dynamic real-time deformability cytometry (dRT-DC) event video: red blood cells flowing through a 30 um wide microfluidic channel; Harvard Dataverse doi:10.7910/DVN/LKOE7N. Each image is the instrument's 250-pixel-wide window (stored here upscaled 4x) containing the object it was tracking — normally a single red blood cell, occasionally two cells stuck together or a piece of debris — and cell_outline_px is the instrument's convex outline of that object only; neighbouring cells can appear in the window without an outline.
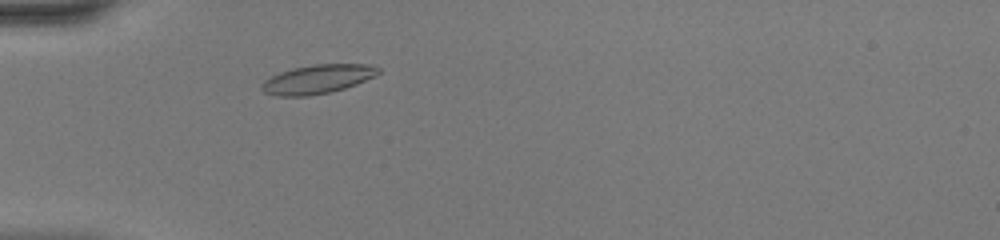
{"species": "common noctule bat (a hibernating species)", "species_latin": "Nyctalus noctula", "temperature_condition": "warm", "stored_images_in_passage": 38, "camera_frame_rate_fps": 3000, "um_per_image_px": 0.085, "animal": {"sex": "female", "body_mass_g": 20.0, "forearm_length_mm": 54.0}, "frame": {"image": 1, "passage_image": 6, "time_ms": 1.667, "image_size_px": [1000, 240], "cell_outline_px": [[380, 72], [376, 76], [356, 84], [344, 88], [328, 92], [308, 96], [276, 96], [264, 92], [260, 88], [260, 84], [264, 80], [280, 72], [292, 68], [312, 64], [372, 64], [380, 68]], "centroid_in_image_um": [26.99, 6.72], "position_along_channel_um": 58.0, "area_um2": 19.77}}
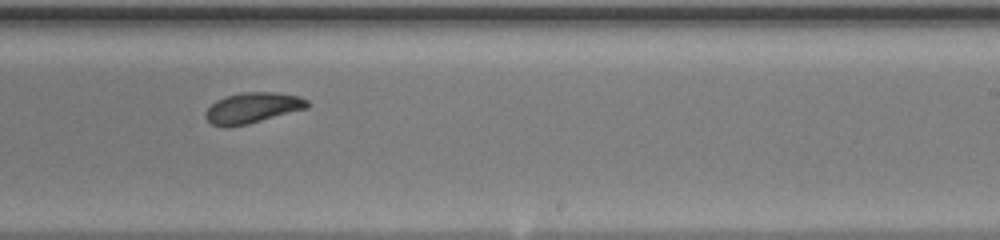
{"frame": {"image": 2, "passage_image": 21, "time_ms": 6.667, "image_size_px": [1000, 240], "cell_outline_px": [[308, 108], [228, 128], [224, 128], [212, 124], [204, 116], [204, 112], [216, 100], [224, 96], [240, 92], [276, 92], [300, 96], [308, 100]], "centroid_in_image_um": [21.43, 9.15], "position_along_channel_um": 267.6, "area_um2": 18.15}}
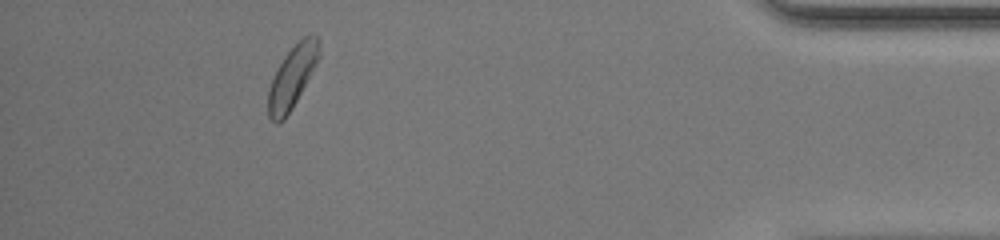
{"frame": {"image": 3, "passage_image": 34, "time_ms": 11.0, "image_size_px": [1000, 240], "cell_outline_px": [[320, 56], [292, 108], [284, 120], [276, 124], [268, 116], [268, 88], [284, 56], [304, 36], [316, 36], [320, 44]], "centroid_in_image_um": [24.82, 6.58], "position_along_channel_um": 410.4, "area_um2": 17.92}, "authors_computed_cell_mechanics": {"area_um2": 18.2648, "velocity_mm_per_s": 4.3975, "shape_relaxation_time_tau1_ms": 2.9834, "shape_relaxation_time_tau2_ms": null, "deformation_change_tau1": 0.0984, "deformation_change_tau2": null}}